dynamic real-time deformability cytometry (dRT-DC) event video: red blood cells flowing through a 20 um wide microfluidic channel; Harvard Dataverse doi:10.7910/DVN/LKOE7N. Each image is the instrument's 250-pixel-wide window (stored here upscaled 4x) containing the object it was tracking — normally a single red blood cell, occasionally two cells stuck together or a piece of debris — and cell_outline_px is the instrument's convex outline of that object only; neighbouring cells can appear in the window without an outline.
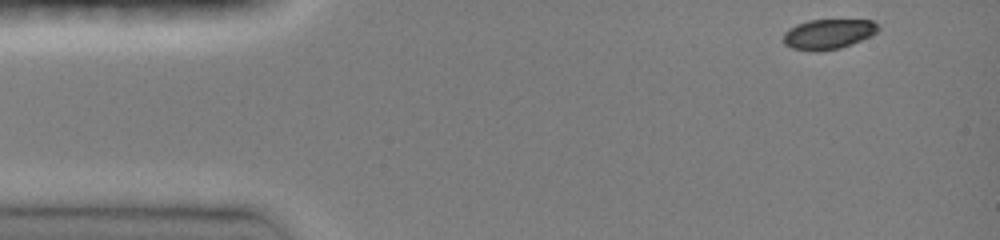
{"species": "common noctule bat (a hibernating species)", "species_latin": "Nyctalus noctula", "temperature_condition": "room temperature", "stored_images_in_passage": 41, "camera_frame_rate_fps": 3000, "um_per_image_px": 0.085, "animal": {"sex": "female", "body_mass_g": 19.0, "forearm_length_mm": 51.5}, "frame": {"image": 1, "passage_image": 1, "time_ms": 0.0, "image_size_px": [1000, 240], "cell_outline_px": [[880, 28], [872, 36], [852, 44], [840, 48], [792, 48], [784, 44], [784, 32], [788, 28], [796, 24], [808, 20], [872, 20], [880, 24]], "centroid_in_image_um": [70.47, 2.84], "position_along_channel_um": 14.5, "area_um2": 16.13}}
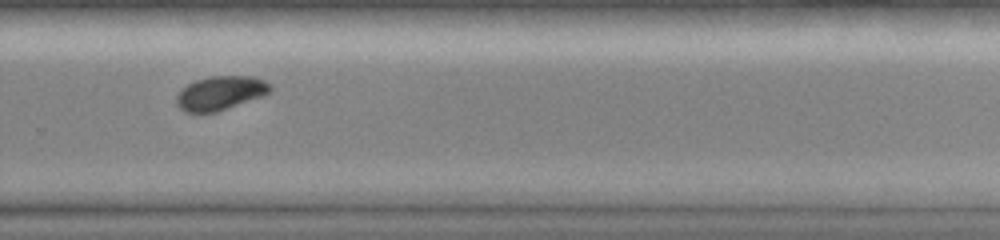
{"frame": {"image": 2, "passage_image": 30, "time_ms": 9.667, "image_size_px": [1000, 240], "cell_outline_px": [[272, 88], [264, 96], [216, 112], [184, 112], [176, 104], [176, 96], [188, 84], [196, 80], [212, 76], [252, 76], [264, 80]], "centroid_in_image_um": [18.74, 7.91], "position_along_channel_um": 311.1, "area_um2": 18.38}}
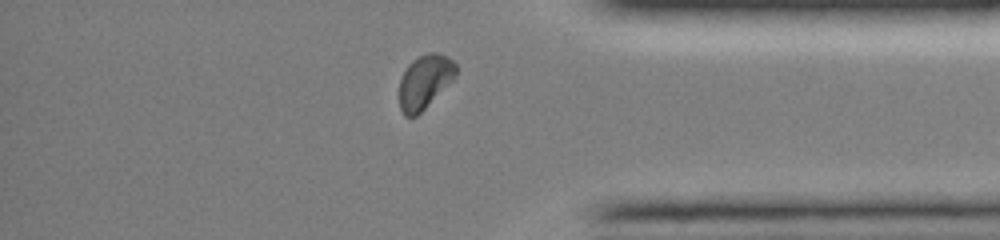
{"frame": {"image": 3, "passage_image": 37, "time_ms": 12.0, "image_size_px": [1000, 240], "cell_outline_px": [[456, 76], [416, 116], [404, 116], [400, 108], [400, 80], [408, 64], [412, 60], [428, 52], [436, 52], [448, 56], [456, 64]], "centroid_in_image_um": [36.1, 6.91], "position_along_channel_um": 399.1, "area_um2": 17.46}, "authors_computed_cell_mechanics": {"area_um2": 18.6694, "velocity_mm_per_s": 4.0034, "shape_relaxation_time_tau1_ms": 2.1148, "shape_relaxation_time_tau2_ms": null, "deformation_change_tau1": 0.1179, "deformation_change_tau2": null}}